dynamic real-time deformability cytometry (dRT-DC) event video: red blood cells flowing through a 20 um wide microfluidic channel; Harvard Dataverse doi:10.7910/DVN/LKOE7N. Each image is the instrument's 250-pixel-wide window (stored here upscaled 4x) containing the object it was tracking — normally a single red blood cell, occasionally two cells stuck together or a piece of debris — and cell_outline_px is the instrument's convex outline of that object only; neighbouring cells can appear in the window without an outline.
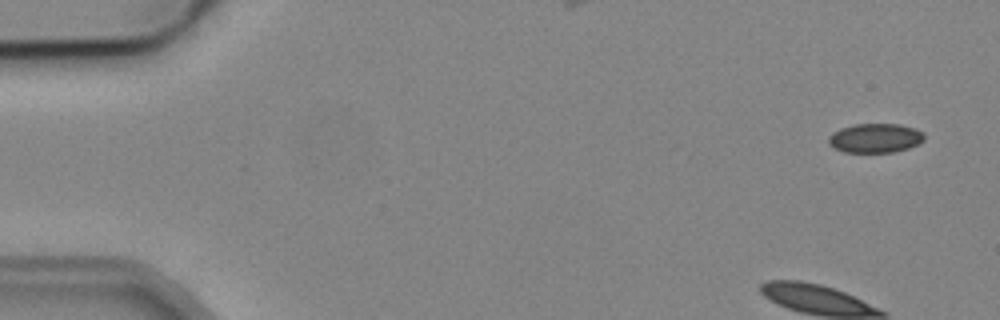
{"species": "common noctule bat (a hibernating species)", "species_latin": "Nyctalus noctula", "temperature_condition": "cold", "stored_images_in_passage": 10, "camera_frame_rate_fps": 3000, "um_per_image_px": 0.085, "animal": {"sex": "male", "body_mass_g": 19.2, "forearm_length_mm": 51.8}, "frame": {"image": 1, "passage_image": 1, "time_ms": 0.0, "image_size_px": [1000, 320], "cell_outline_px": [[924, 140], [920, 144], [908, 148], [892, 152], [844, 152], [828, 144], [828, 136], [832, 132], [840, 128], [856, 124], [900, 124], [916, 128], [924, 132]], "centroid_in_image_um": [74.41, 11.73], "position_along_channel_um": 10.6, "area_um2": 16.47}}
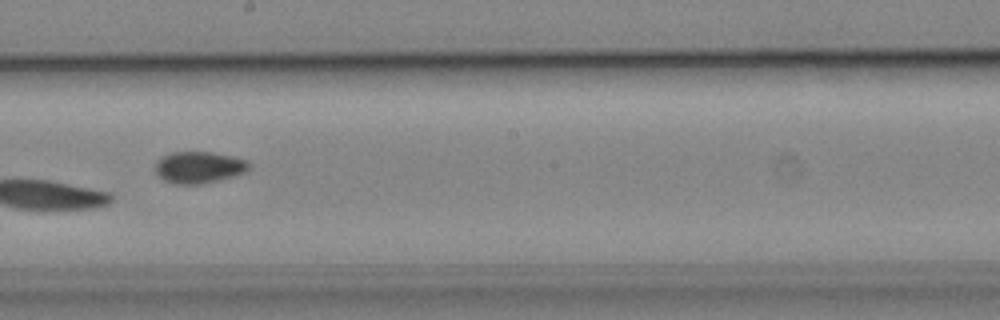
{"frame": {"image": 2, "passage_image": 9, "time_ms": 9.333, "image_size_px": [1000, 320], "cell_outline_px": [[252, 164], [244, 172], [232, 176], [216, 180], [196, 184], [176, 184], [164, 180], [156, 172], [156, 160], [160, 156], [172, 152], [212, 152], [232, 156], [248, 160]], "centroid_in_image_um": [16.89, 14.2], "position_along_channel_um": 231.3, "area_um2": 17.17}}